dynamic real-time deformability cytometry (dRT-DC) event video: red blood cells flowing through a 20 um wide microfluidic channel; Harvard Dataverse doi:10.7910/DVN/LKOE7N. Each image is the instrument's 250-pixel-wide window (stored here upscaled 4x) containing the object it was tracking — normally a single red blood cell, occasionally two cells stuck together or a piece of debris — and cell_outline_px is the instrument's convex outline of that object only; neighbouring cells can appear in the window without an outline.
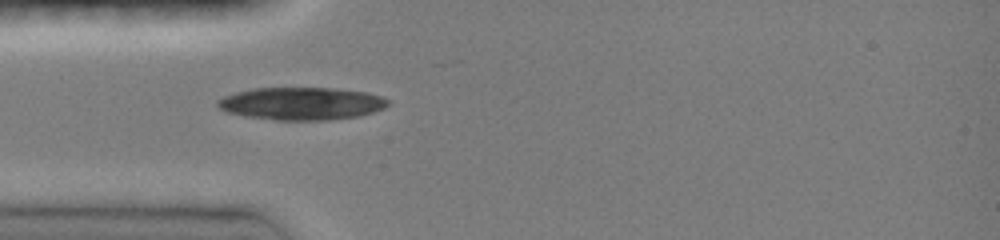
{"species": "common noctule bat (a hibernating species)", "species_latin": "Nyctalus noctula", "temperature_condition": "room temperature", "stored_images_in_passage": 34, "camera_frame_rate_fps": 3000, "um_per_image_px": 0.085, "animal": {"sex": "female", "body_mass_g": 19.0, "forearm_length_mm": 51.5}, "frame": {"image": 1, "passage_image": 1, "time_ms": 0.0, "image_size_px": [1000, 240], "cell_outline_px": [[388, 104], [384, 108], [360, 116], [328, 120], [276, 120], [244, 116], [228, 112], [220, 108], [216, 104], [216, 100], [224, 96], [236, 92], [252, 88], [332, 88], [368, 92], [380, 96], [388, 100]], "centroid_in_image_um": [25.61, 8.8], "position_along_channel_um": 59.4, "area_um2": 32.43}}
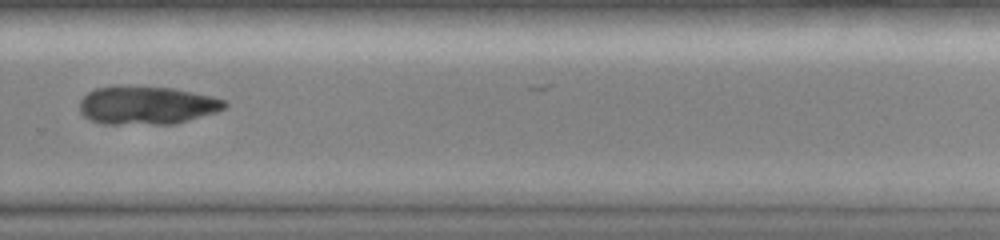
{"frame": {"image": 2, "passage_image": 20, "time_ms": 6.333, "image_size_px": [1000, 240], "cell_outline_px": [[228, 104], [224, 108], [216, 112], [176, 124], [104, 124], [88, 120], [80, 112], [80, 100], [88, 92], [96, 88], [116, 84], [120, 84], [176, 88], [212, 96], [224, 100]], "centroid_in_image_um": [12.44, 8.93], "position_along_channel_um": 317.4, "area_um2": 33.06}}
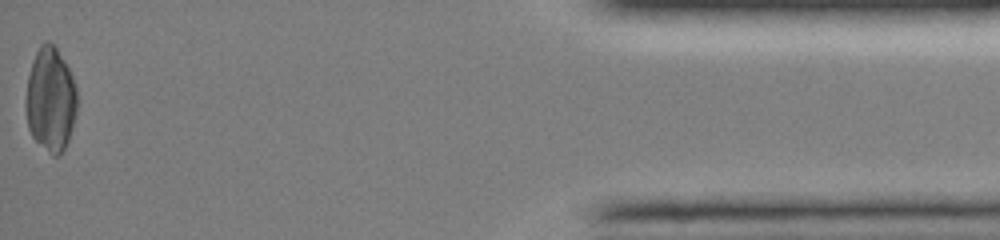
{"frame": {"image": 3, "passage_image": 34, "time_ms": 11.0, "image_size_px": [1000, 240], "cell_outline_px": [[76, 112], [72, 128], [68, 140], [60, 156], [52, 156], [32, 136], [28, 128], [24, 104], [24, 100], [28, 76], [32, 60], [40, 44], [44, 40], [48, 40], [56, 48], [64, 60], [72, 76], [76, 88]], "centroid_in_image_um": [4.27, 8.45], "position_along_channel_um": 430.9, "area_um2": 31.33}}